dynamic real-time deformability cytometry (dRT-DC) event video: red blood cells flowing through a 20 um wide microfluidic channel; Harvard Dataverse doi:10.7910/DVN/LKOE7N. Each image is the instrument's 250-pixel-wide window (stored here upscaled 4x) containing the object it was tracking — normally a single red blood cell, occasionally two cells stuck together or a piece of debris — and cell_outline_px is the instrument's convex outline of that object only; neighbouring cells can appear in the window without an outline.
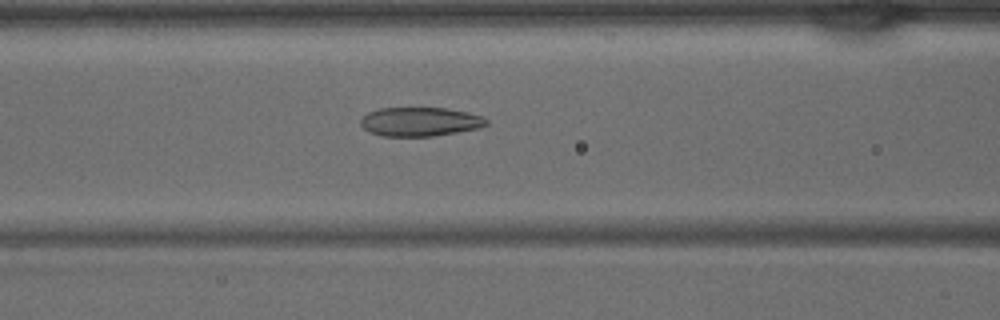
{"species": "common noctule bat (a hibernating species)", "species_latin": "Nyctalus noctula", "temperature_condition": "warm", "stored_images_in_passage": 40, "camera_frame_rate_fps": 3000, "um_per_image_px": 0.085, "animal": {"sex": "male", "body_mass_g": 15.6}, "frame": {"image": 1, "passage_image": 17, "time_ms": 5.333, "image_size_px": [1000, 320], "cell_outline_px": [[488, 124], [480, 128], [432, 136], [380, 136], [368, 132], [360, 124], [360, 120], [368, 112], [380, 108], [444, 108], [468, 112], [484, 116], [488, 120]], "centroid_in_image_um": [35.71, 10.34], "position_along_channel_um": 130.9, "area_um2": 21.33}}
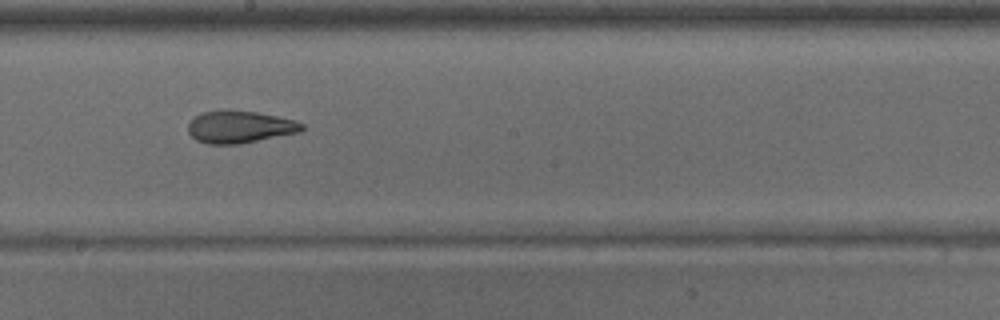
{"frame": {"image": 2, "passage_image": 23, "time_ms": 7.333, "image_size_px": [1000, 320], "cell_outline_px": [[304, 128], [300, 132], [236, 144], [208, 144], [196, 140], [188, 132], [188, 124], [200, 112], [256, 112], [296, 120], [304, 124]], "centroid_in_image_um": [20.39, 10.81], "position_along_channel_um": 227.8, "area_um2": 20.75}}
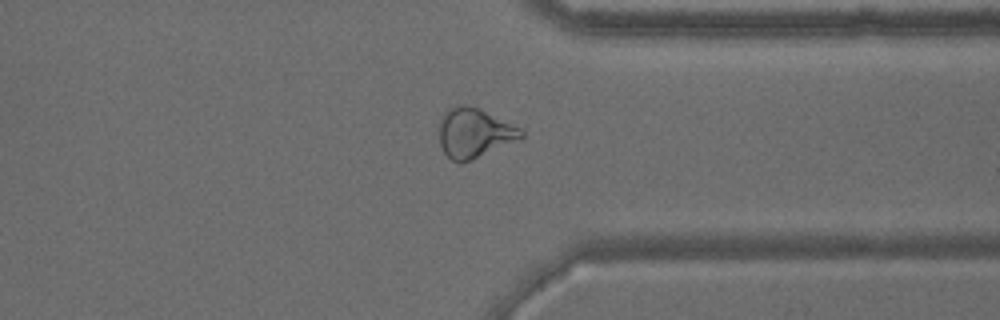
{"frame": {"image": 3, "passage_image": 32, "time_ms": 10.333, "image_size_px": [1000, 320], "cell_outline_px": [[524, 136], [460, 164], [452, 160], [444, 152], [440, 144], [440, 124], [444, 112], [448, 108], [456, 104], [464, 104], [480, 108], [520, 128], [524, 132]], "centroid_in_image_um": [40.27, 11.26], "position_along_channel_um": 371.1, "area_um2": 23.18}}